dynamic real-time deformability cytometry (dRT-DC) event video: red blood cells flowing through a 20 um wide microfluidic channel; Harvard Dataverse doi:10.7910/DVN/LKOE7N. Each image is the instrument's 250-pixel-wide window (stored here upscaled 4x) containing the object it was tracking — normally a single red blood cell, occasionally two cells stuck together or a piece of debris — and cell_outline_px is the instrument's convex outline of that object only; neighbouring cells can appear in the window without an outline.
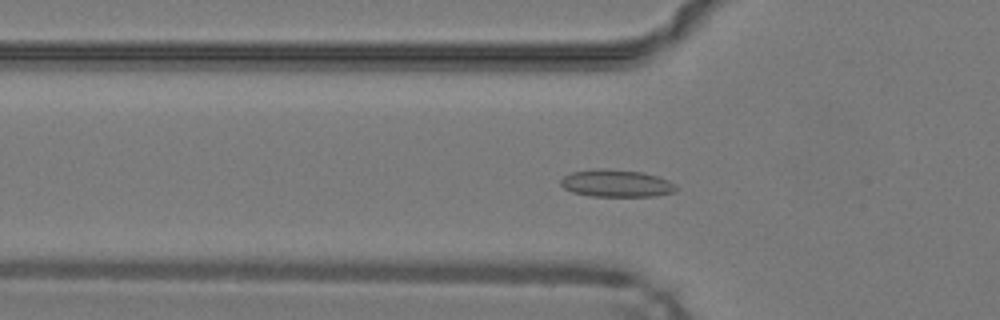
{"species": "common noctule bat (a hibernating species)", "species_latin": "Nyctalus noctula", "temperature_condition": "warm", "stored_images_in_passage": 25, "camera_frame_rate_fps": 3000, "um_per_image_px": 0.085, "animal": {"sex": "male", "body_mass_g": 19.2, "forearm_length_mm": 51.8}, "frame": {"image": 1, "passage_image": 8, "time_ms": 2.333, "image_size_px": [1000, 320], "cell_outline_px": [[680, 188], [676, 192], [656, 196], [592, 196], [572, 192], [564, 188], [560, 184], [560, 180], [564, 176], [572, 172], [592, 168], [604, 168], [644, 172], [660, 176], [668, 180]], "centroid_in_image_um": [52.42, 15.57], "position_along_channel_um": 73.4, "area_um2": 18.73}}
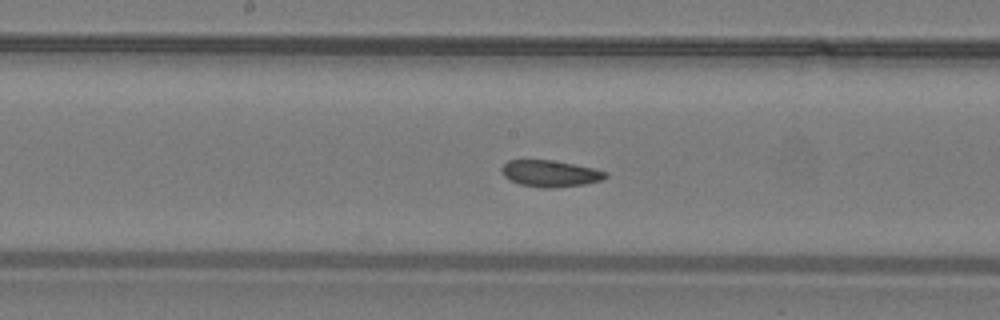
{"frame": {"image": 2, "passage_image": 17, "time_ms": 5.333, "image_size_px": [1000, 320], "cell_outline_px": [[608, 176], [604, 180], [584, 184], [552, 188], [544, 188], [520, 184], [504, 176], [500, 168], [508, 160], [552, 160], [592, 168], [608, 172]], "centroid_in_image_um": [46.79, 14.75], "position_along_channel_um": 201.4, "area_um2": 15.95}}
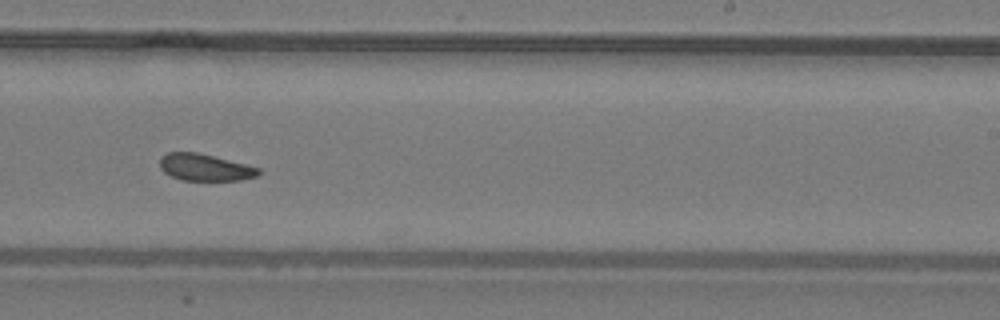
{"frame": {"image": 3, "passage_image": 22, "time_ms": 7.0, "image_size_px": [1000, 320], "cell_outline_px": [[260, 176], [240, 180], [180, 180], [164, 172], [160, 168], [160, 156], [168, 152], [196, 152], [260, 168]], "centroid_in_image_um": [17.41, 14.23], "position_along_channel_um": 271.6, "area_um2": 15.37}}